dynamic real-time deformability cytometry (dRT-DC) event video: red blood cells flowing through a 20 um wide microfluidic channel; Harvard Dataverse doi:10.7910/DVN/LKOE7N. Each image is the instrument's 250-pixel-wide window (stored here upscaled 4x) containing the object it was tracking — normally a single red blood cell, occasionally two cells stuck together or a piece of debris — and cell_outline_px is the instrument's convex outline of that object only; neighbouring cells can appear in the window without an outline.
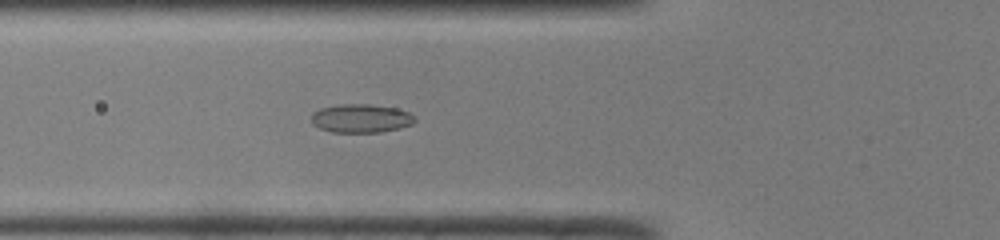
{"species": "common noctule bat (a hibernating species)", "species_latin": "Nyctalus noctula", "temperature_condition": "room temperature", "stored_images_in_passage": 46, "camera_frame_rate_fps": 3000, "um_per_image_px": 0.085, "animal": {"sex": "male", "body_mass_g": 19.0, "forearm_length_mm": 50.8}, "frame": {"image": 1, "passage_image": 15, "time_ms": 4.667, "image_size_px": [1000, 240], "cell_outline_px": [[416, 120], [412, 124], [400, 128], [380, 132], [332, 132], [320, 128], [312, 124], [312, 112], [320, 108], [340, 104], [368, 104], [396, 108], [408, 112], [416, 116]], "centroid_in_image_um": [30.69, 10.06], "position_along_channel_um": 95.1, "area_um2": 17.28}}
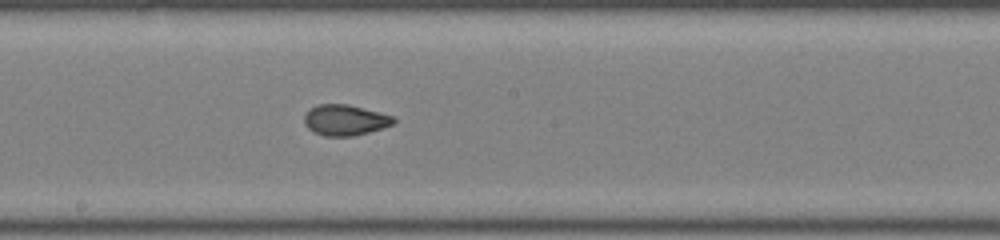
{"frame": {"image": 2, "passage_image": 24, "time_ms": 7.667, "image_size_px": [1000, 240], "cell_outline_px": [[396, 120], [392, 124], [368, 132], [352, 136], [324, 136], [312, 132], [304, 124], [304, 116], [312, 108], [320, 104], [348, 104], [380, 112], [392, 116]], "centroid_in_image_um": [29.3, 10.21], "position_along_channel_um": 218.9, "area_um2": 15.84}}
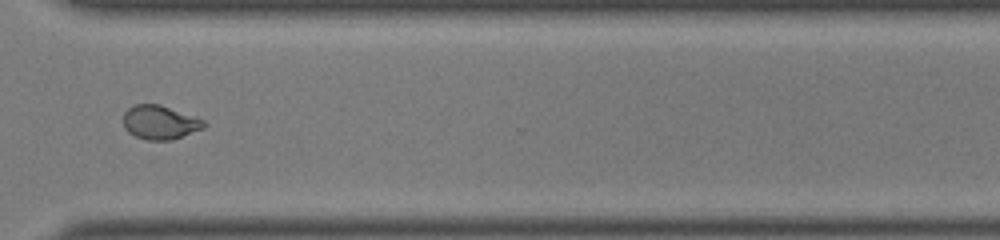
{"frame": {"image": 3, "passage_image": 34, "time_ms": 11.0, "image_size_px": [1000, 240], "cell_outline_px": [[208, 124], [204, 128], [172, 140], [148, 140], [136, 136], [128, 132], [124, 128], [124, 112], [132, 104], [160, 104], [204, 120]], "centroid_in_image_um": [13.59, 10.4], "position_along_channel_um": 357.0, "area_um2": 15.95}, "authors_computed_cell_mechanics": {"area_um2": 16.6753, "velocity_mm_per_s": 4.1287, "shape_relaxation_time_tau1_ms": null, "shape_relaxation_time_tau2_ms": 1.2528, "deformation_change_tau1": null, "deformation_change_tau2": 0.0582}}